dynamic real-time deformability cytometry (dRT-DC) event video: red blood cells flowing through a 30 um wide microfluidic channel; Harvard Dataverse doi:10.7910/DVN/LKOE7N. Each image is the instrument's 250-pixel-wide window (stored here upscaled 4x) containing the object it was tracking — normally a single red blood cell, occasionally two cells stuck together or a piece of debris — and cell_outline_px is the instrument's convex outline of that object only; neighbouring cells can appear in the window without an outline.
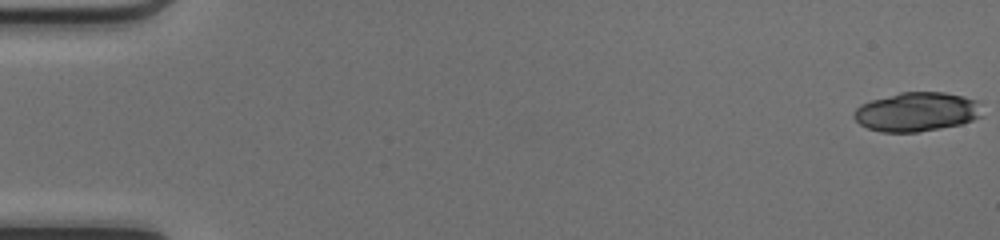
{"species": "common noctule bat (a hibernating species)", "species_latin": "Nyctalus noctula", "temperature_condition": "cold", "stored_images_in_passage": 50, "camera_frame_rate_fps": 3000, "um_per_image_px": 0.085, "animal": {"sex": "female", "body_mass_g": 17.0, "forearm_length_mm": 48.0}, "frame": {"image": 1, "passage_image": 1, "time_ms": 0.0, "image_size_px": [1000, 240], "cell_outline_px": [[984, 116], [960, 124], [940, 128], [916, 132], [880, 132], [868, 128], [860, 124], [852, 116], [852, 112], [860, 104], [872, 100], [900, 92], [944, 92], [964, 96], [980, 100]], "centroid_in_image_um": [77.96, 9.5], "position_along_channel_um": 7.0, "area_um2": 29.59}}
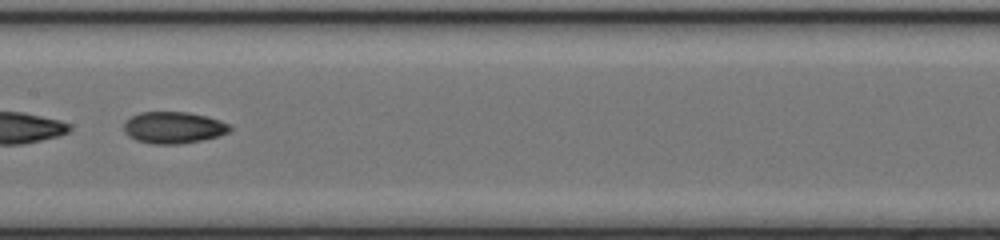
{"frame": {"image": 2, "passage_image": 27, "time_ms": 8.667, "image_size_px": [1000, 240], "cell_outline_px": [[232, 128], [228, 132], [220, 136], [180, 144], [152, 144], [136, 140], [128, 136], [124, 132], [124, 120], [140, 112], [188, 112], [208, 116], [220, 120], [228, 124]], "centroid_in_image_um": [14.73, 10.84], "position_along_channel_um": 192.7, "area_um2": 19.71}}
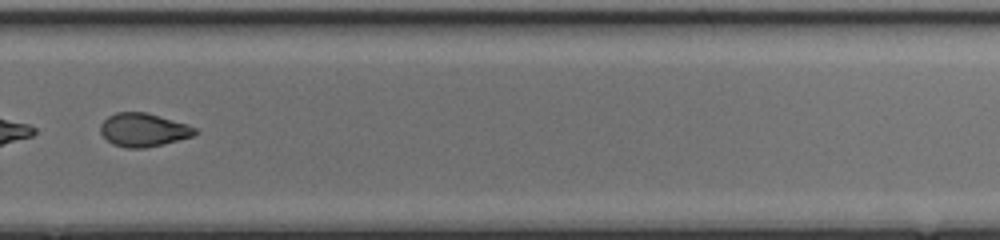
{"frame": {"image": 3, "passage_image": 36, "time_ms": 11.667, "image_size_px": [1000, 240], "cell_outline_px": [[200, 132], [192, 136], [144, 148], [124, 148], [112, 144], [100, 132], [100, 124], [108, 116], [116, 112], [144, 112], [188, 124], [196, 128]], "centroid_in_image_um": [12.17, 11.04], "position_along_channel_um": 317.6, "area_um2": 18.26}, "authors_computed_cell_mechanics": {"area_um2": 29.1312, "velocity_mm_per_s": 4.1775, "shape_relaxation_time_tau1_ms": 6.9257, "shape_relaxation_time_tau2_ms": 3.0625, "deformation_change_tau1": 0.1876, "deformation_change_tau2": 0.0833}}